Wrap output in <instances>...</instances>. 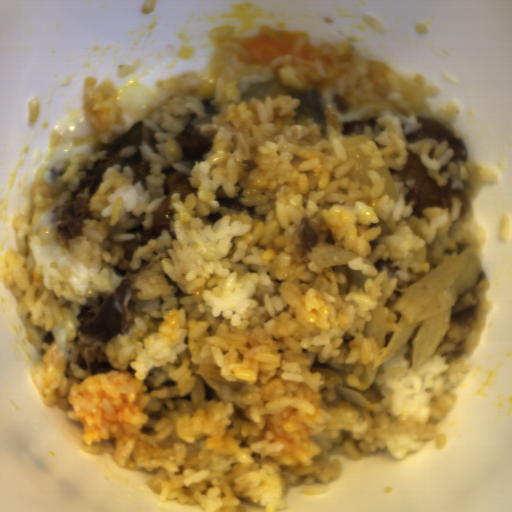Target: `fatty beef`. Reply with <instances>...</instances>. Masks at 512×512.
Segmentation results:
<instances>
[{"label":"fatty beef","instance_id":"fatty-beef-1","mask_svg":"<svg viewBox=\"0 0 512 512\" xmlns=\"http://www.w3.org/2000/svg\"><path fill=\"white\" fill-rule=\"evenodd\" d=\"M156 132L145 122H135L115 142L101 144L99 149H107V159L93 164L82 176L70 198L54 206L51 211L58 215L56 232L59 239L68 246L70 238L84 235V223L91 215L89 204L109 167L119 164L118 173H123L126 166L134 171L132 184L141 181L147 190V176L151 173L150 159H146L141 144L144 141L153 151L160 152L154 139Z\"/></svg>","mask_w":512,"mask_h":512},{"label":"fatty beef","instance_id":"fatty-beef-2","mask_svg":"<svg viewBox=\"0 0 512 512\" xmlns=\"http://www.w3.org/2000/svg\"><path fill=\"white\" fill-rule=\"evenodd\" d=\"M490 289L491 277L482 268L477 282L459 294L448 332L433 357L438 355L448 363L476 353L482 341V325L494 305L487 295Z\"/></svg>","mask_w":512,"mask_h":512},{"label":"fatty beef","instance_id":"fatty-beef-3","mask_svg":"<svg viewBox=\"0 0 512 512\" xmlns=\"http://www.w3.org/2000/svg\"><path fill=\"white\" fill-rule=\"evenodd\" d=\"M388 170L391 175L403 178L402 181L407 179L416 180L405 199L407 205L411 201H416L417 205L413 208V214L416 216L423 215L424 207L449 208L451 212V197H458L461 201L462 207L459 210V218L469 213L471 209L469 193L462 188H452L453 183L450 178L446 185H438L436 181L428 176V170L420 156L409 151L408 162L403 169L396 170L391 167Z\"/></svg>","mask_w":512,"mask_h":512},{"label":"fatty beef","instance_id":"fatty-beef-4","mask_svg":"<svg viewBox=\"0 0 512 512\" xmlns=\"http://www.w3.org/2000/svg\"><path fill=\"white\" fill-rule=\"evenodd\" d=\"M131 297L130 281L122 279L113 294L102 304L97 316L93 306L83 305L77 317L81 335H99L108 341L116 335H124L133 320L128 307Z\"/></svg>","mask_w":512,"mask_h":512},{"label":"fatty beef","instance_id":"fatty-beef-5","mask_svg":"<svg viewBox=\"0 0 512 512\" xmlns=\"http://www.w3.org/2000/svg\"><path fill=\"white\" fill-rule=\"evenodd\" d=\"M161 172H166V179L163 185L164 201L159 209L155 212L153 218V226L151 229H145L142 224L137 225L126 232H140L141 241L126 240L122 245L124 251V259H132L134 250L139 245H145L152 237L160 236L162 229H168L175 215L173 210L167 209L171 196L174 191L181 193V199L184 203L186 194H196L197 188H193L187 179V175L177 171L171 165L169 168H163Z\"/></svg>","mask_w":512,"mask_h":512},{"label":"fatty beef","instance_id":"fatty-beef-6","mask_svg":"<svg viewBox=\"0 0 512 512\" xmlns=\"http://www.w3.org/2000/svg\"><path fill=\"white\" fill-rule=\"evenodd\" d=\"M417 120L423 128L405 135L409 143L421 138H435L441 144L442 139H446L449 148L454 150V156L451 159L467 162L469 154L464 141L450 131L441 121L431 117H417Z\"/></svg>","mask_w":512,"mask_h":512},{"label":"fatty beef","instance_id":"fatty-beef-7","mask_svg":"<svg viewBox=\"0 0 512 512\" xmlns=\"http://www.w3.org/2000/svg\"><path fill=\"white\" fill-rule=\"evenodd\" d=\"M172 139L179 143L183 151L182 160H190L194 165L196 160H203L204 153L211 151L213 147L209 137H204L199 131L186 128Z\"/></svg>","mask_w":512,"mask_h":512},{"label":"fatty beef","instance_id":"fatty-beef-8","mask_svg":"<svg viewBox=\"0 0 512 512\" xmlns=\"http://www.w3.org/2000/svg\"><path fill=\"white\" fill-rule=\"evenodd\" d=\"M344 124V131L341 132L344 135L350 134V133H364V127L365 126H371L374 130L376 125L379 124L376 117L369 119V120H353L352 121H345Z\"/></svg>","mask_w":512,"mask_h":512},{"label":"fatty beef","instance_id":"fatty-beef-9","mask_svg":"<svg viewBox=\"0 0 512 512\" xmlns=\"http://www.w3.org/2000/svg\"><path fill=\"white\" fill-rule=\"evenodd\" d=\"M220 207H228L235 210H248L250 215L252 216L257 211L253 206H244L242 205L237 198H217Z\"/></svg>","mask_w":512,"mask_h":512}]
</instances>
